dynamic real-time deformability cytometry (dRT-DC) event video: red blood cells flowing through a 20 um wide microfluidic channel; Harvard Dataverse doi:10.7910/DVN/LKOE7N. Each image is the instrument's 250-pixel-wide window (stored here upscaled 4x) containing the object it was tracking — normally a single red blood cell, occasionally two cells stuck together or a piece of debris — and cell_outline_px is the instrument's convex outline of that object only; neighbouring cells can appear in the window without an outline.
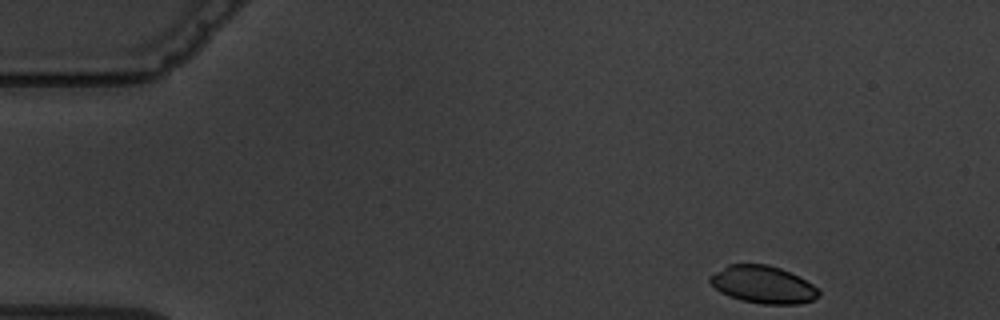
{"species": "common noctule bat (a hibernating species)", "species_latin": "Nyctalus noctula", "temperature_condition": "warm", "stored_images_in_passage": 5, "camera_frame_rate_fps": 3000, "um_per_image_px": 0.085, "animal": {"sex": "male", "body_mass_g": 19.5, "forearm_length_mm": 54.6}, "frame": {"image": 1, "passage_image": 1, "time_ms": 0.0, "image_size_px": [1000, 320], "cell_outline_px": [[820, 296], [812, 300], [800, 304], [764, 304], [740, 300], [728, 296], [720, 292], [708, 280], [708, 276], [728, 264], [768, 264], [780, 268], [820, 288]], "centroid_in_image_um": [64.85, 24.19], "position_along_channel_um": 20.2, "area_um2": 23.76}}
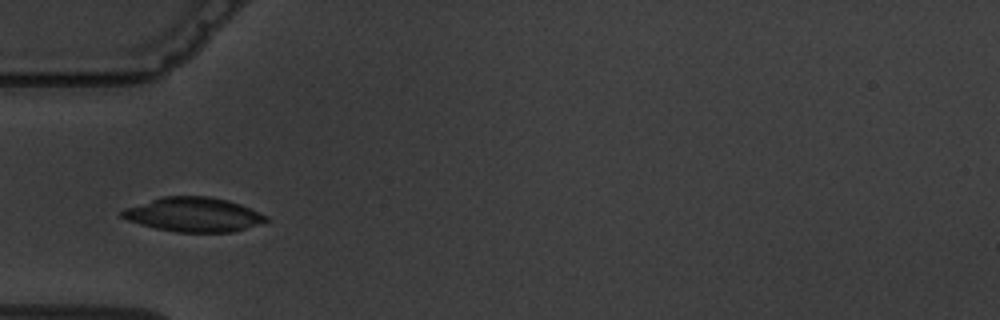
{"frame": {"image": 2, "passage_image": 4, "time_ms": 4.0, "image_size_px": [1000, 320], "cell_outline_px": [[268, 220], [232, 232], [176, 232], [156, 228], [140, 224], [128, 220], [120, 216], [120, 212], [124, 208], [160, 196], [208, 196], [228, 200], [240, 204], [268, 216]], "centroid_in_image_um": [16.4, 18.22], "position_along_channel_um": 68.6, "area_um2": 28.67}}
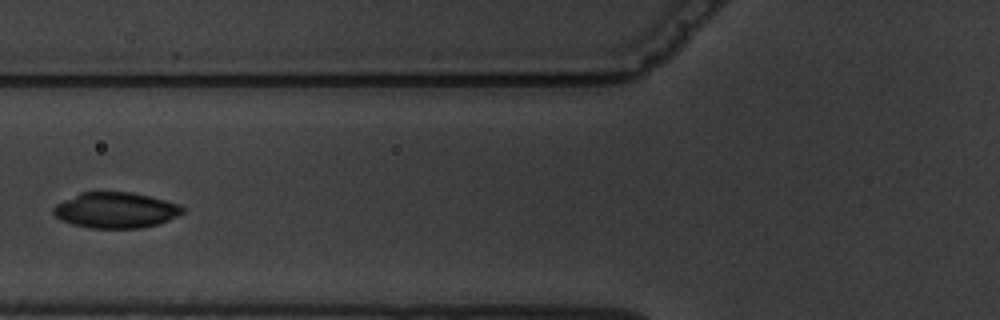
{"frame": {"image": 3, "passage_image": 5, "time_ms": 5.333, "image_size_px": [1000, 320], "cell_outline_px": [[184, 212], [168, 220], [156, 224], [140, 228], [92, 228], [72, 224], [60, 220], [52, 212], [52, 208], [56, 204], [80, 192], [132, 192], [152, 196], [180, 204], [184, 208]], "centroid_in_image_um": [9.83, 17.86], "position_along_channel_um": 116.0, "area_um2": 26.93}}